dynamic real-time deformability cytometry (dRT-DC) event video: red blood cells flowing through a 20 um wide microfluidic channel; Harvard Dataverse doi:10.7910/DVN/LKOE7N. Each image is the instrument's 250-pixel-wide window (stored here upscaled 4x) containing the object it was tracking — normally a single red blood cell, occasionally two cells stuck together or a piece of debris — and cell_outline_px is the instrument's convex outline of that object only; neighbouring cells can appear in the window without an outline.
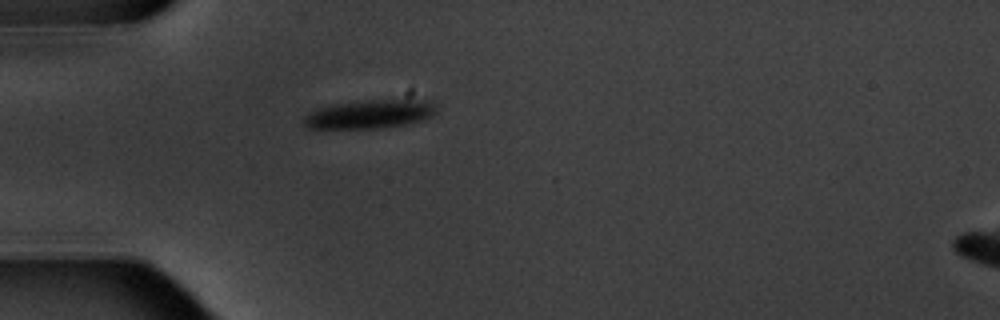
{"species": "common noctule bat (a hibernating species)", "species_latin": "Nyctalus noctula", "temperature_condition": "warm", "stored_images_in_passage": 2, "camera_frame_rate_fps": 3000, "um_per_image_px": 0.085, "animal": {"sex": "male", "body_mass_g": 20.1, "forearm_length_mm": 53.5}, "frame": {"image": 1, "passage_image": 1, "time_ms": 0.0, "image_size_px": [1000, 320], "cell_outline_px": [[436, 112], [432, 116], [424, 120], [408, 124], [380, 128], [308, 128], [304, 124], [304, 116], [308, 112], [316, 108], [332, 104], [368, 100], [432, 100], [436, 108]], "centroid_in_image_um": [31.44, 9.7], "position_along_channel_um": 53.6, "area_um2": 22.25}}